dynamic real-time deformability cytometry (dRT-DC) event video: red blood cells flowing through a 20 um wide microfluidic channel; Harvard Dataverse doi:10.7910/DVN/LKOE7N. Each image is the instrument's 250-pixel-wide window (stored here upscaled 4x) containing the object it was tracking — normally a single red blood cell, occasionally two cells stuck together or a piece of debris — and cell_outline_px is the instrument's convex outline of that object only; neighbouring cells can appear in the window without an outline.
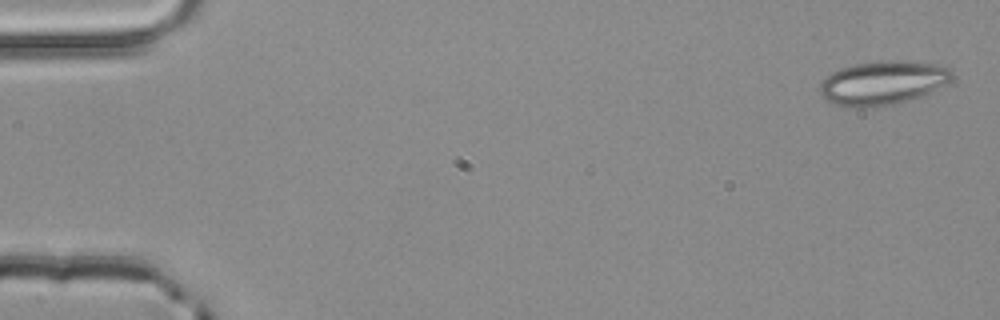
{"species": "common noctule bat (a hibernating species)", "species_latin": "Nyctalus noctula", "temperature_condition": "room temperature", "stored_images_in_passage": 3, "camera_frame_rate_fps": 3000, "um_per_image_px": 0.085, "animal": {"sex": "male", "body_mass_g": 20.4}, "frame": {"image": 1, "passage_image": 1, "time_ms": 0.0, "image_size_px": [1000, 320], "cell_outline_px": [[952, 80], [920, 96], [884, 108], [848, 108], [832, 104], [820, 96], [820, 84], [832, 72], [840, 68], [856, 64], [880, 60], [908, 60], [948, 64], [952, 72]], "centroid_in_image_um": [75.05, 7.05], "position_along_channel_um": 10.0, "area_um2": 34.68}}
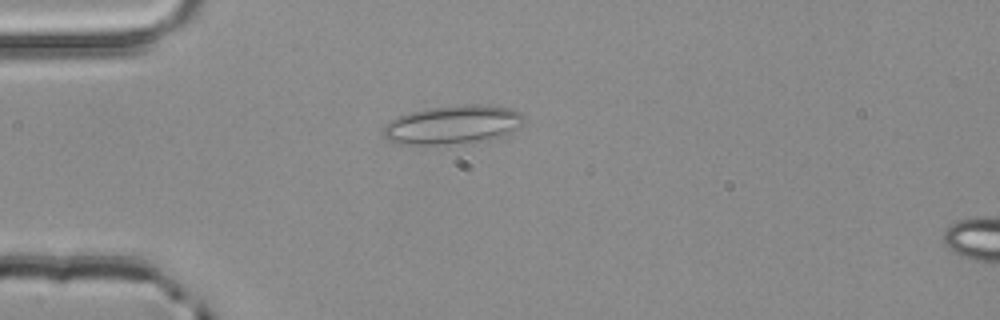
{"frame": {"image": 2, "passage_image": 3, "time_ms": 0.667, "image_size_px": [1000, 320], "cell_outline_px": [[524, 120], [516, 128], [500, 136], [480, 140], [444, 144], [396, 144], [388, 140], [380, 132], [396, 116], [428, 108], [464, 104], [476, 104], [512, 108], [520, 112], [524, 116]], "centroid_in_image_um": [38.44, 10.58], "position_along_channel_um": 46.6, "area_um2": 31.27}}